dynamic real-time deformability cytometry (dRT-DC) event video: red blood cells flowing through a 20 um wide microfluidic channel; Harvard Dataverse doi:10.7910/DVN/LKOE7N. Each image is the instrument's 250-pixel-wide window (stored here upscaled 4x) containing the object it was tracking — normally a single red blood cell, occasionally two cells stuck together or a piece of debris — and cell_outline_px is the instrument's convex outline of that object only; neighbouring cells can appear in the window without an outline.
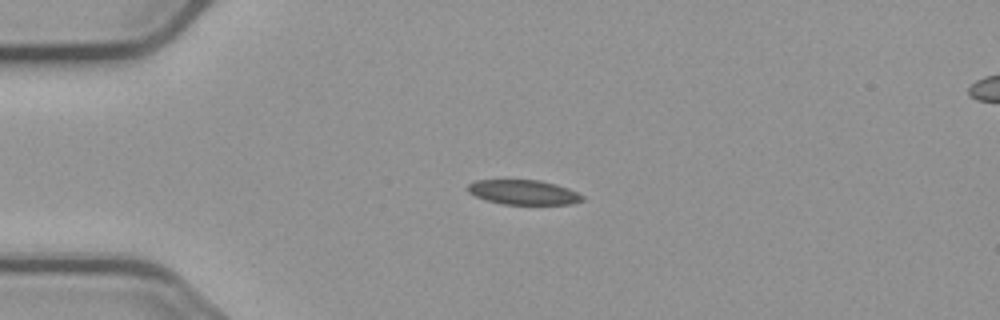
{"species": "common noctule bat (a hibernating species)", "species_latin": "Nyctalus noctula", "temperature_condition": "cold", "stored_images_in_passage": 2, "camera_frame_rate_fps": 3000, "um_per_image_px": 0.085, "animal": {"sex": "male", "body_mass_g": 23.1, "forearm_length_mm": 52.7}, "frame": {"image": 1, "passage_image": 1, "time_ms": 0.0, "image_size_px": [1000, 320], "cell_outline_px": [[584, 200], [572, 204], [504, 204], [488, 200], [476, 196], [468, 192], [468, 184], [476, 180], [540, 180], [556, 184], [568, 188], [584, 196]], "centroid_in_image_um": [44.52, 16.34], "position_along_channel_um": 40.5, "area_um2": 16.36}}